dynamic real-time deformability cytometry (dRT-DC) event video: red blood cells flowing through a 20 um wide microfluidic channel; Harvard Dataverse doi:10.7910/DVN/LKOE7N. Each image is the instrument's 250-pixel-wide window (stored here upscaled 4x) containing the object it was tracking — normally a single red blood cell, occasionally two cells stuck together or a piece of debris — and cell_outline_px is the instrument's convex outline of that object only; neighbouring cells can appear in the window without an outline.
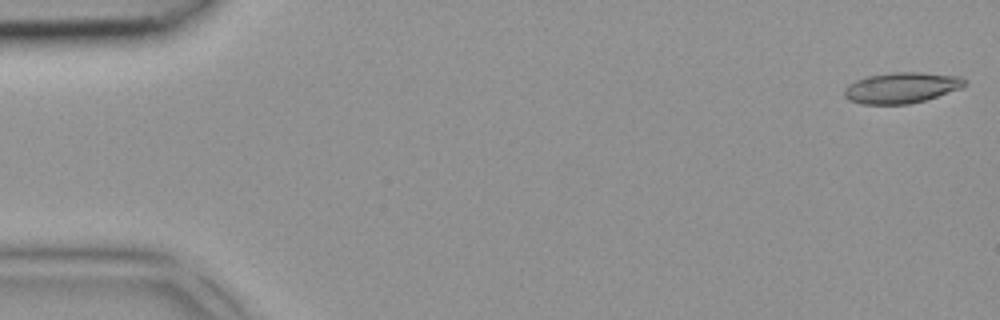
{"species": "common noctule bat (a hibernating species)", "species_latin": "Nyctalus noctula", "temperature_condition": "room temperature", "stored_images_in_passage": 4, "camera_frame_rate_fps": 3000, "um_per_image_px": 0.085, "animal": {"sex": "female", "body_mass_g": 18.4}, "frame": {"image": 1, "passage_image": 1, "time_ms": 0.0, "image_size_px": [1000, 320], "cell_outline_px": [[968, 84], [964, 88], [924, 100], [908, 104], [864, 104], [848, 100], [844, 96], [844, 88], [848, 84], [856, 80], [868, 76], [888, 72], [920, 72], [960, 76], [968, 80]], "centroid_in_image_um": [76.67, 7.45], "position_along_channel_um": 8.3, "area_um2": 21.91}}
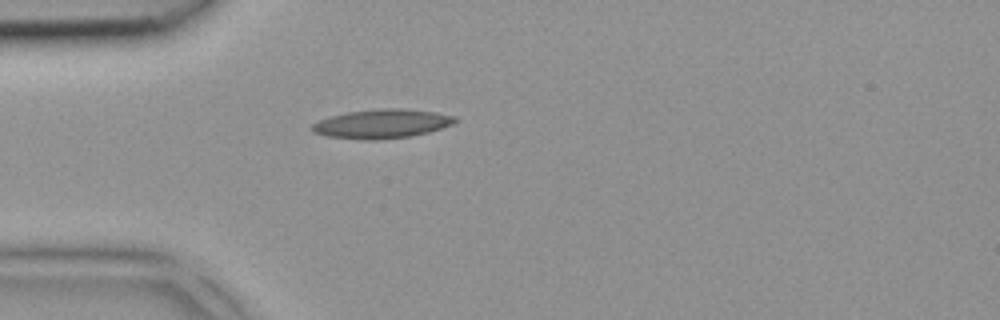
{"frame": {"image": 2, "passage_image": 4, "time_ms": 1.0, "image_size_px": [1000, 320], "cell_outline_px": [[460, 120], [452, 124], [428, 132], [412, 136], [380, 140], [360, 140], [328, 136], [312, 132], [312, 124], [320, 120], [332, 116], [348, 112], [380, 108], [400, 108], [432, 112], [456, 116]], "centroid_in_image_um": [32.47, 10.53], "position_along_channel_um": 52.5, "area_um2": 24.16}}